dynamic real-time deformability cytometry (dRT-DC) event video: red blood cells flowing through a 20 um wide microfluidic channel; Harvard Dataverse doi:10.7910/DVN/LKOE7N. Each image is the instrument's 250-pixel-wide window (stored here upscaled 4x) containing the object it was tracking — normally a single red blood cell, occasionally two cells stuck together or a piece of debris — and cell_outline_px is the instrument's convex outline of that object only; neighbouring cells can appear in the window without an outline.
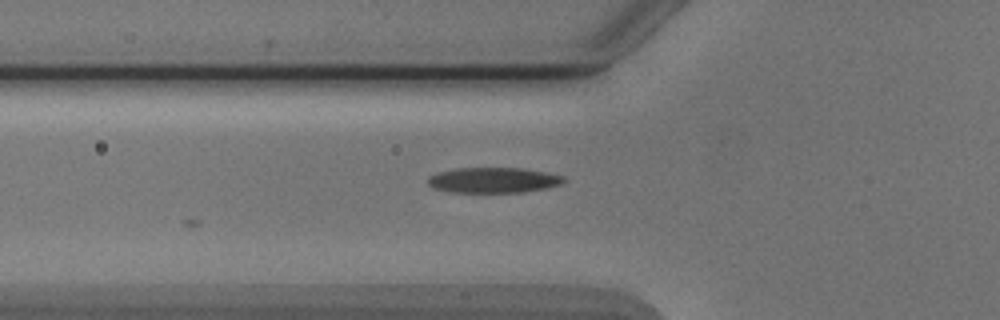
{"species": "Egyptian fruit bat (a non-hibernating species)", "species_latin": "Rousettus aegyptiacus", "temperature_condition": "cold", "stored_images_in_passage": 2, "camera_frame_rate_fps": 3000, "um_per_image_px": 0.085, "animal": {"sex": "male"}, "frame": {"image": 1, "passage_image": 2, "time_ms": 1.333, "image_size_px": [1000, 320], "cell_outline_px": [[564, 180], [560, 184], [544, 188], [520, 192], [452, 192], [436, 188], [428, 184], [428, 176], [440, 172], [456, 168], [520, 168], [544, 172], [564, 176]], "centroid_in_image_um": [41.91, 15.3], "position_along_channel_um": 83.9, "area_um2": 19.71}}